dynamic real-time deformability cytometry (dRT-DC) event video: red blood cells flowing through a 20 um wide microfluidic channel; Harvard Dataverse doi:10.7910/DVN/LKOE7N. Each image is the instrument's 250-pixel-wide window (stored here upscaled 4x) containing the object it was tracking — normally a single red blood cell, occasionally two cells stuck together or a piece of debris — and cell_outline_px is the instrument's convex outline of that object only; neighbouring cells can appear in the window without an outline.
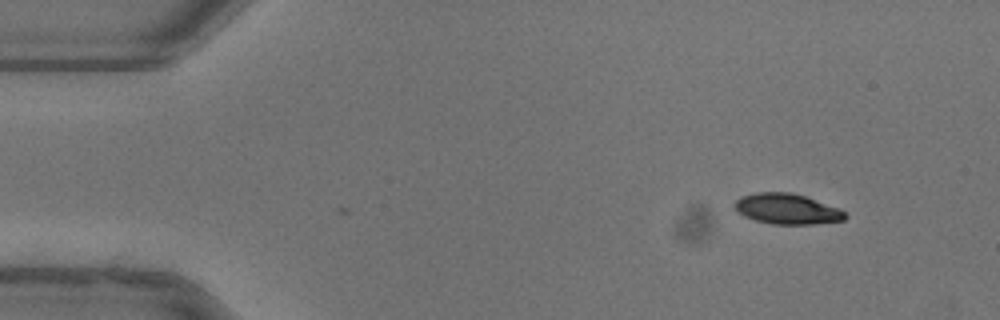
{"species": "common noctule bat (a hibernating species)", "species_latin": "Nyctalus noctula", "temperature_condition": "warm", "stored_images_in_passage": 2, "camera_frame_rate_fps": 3000, "um_per_image_px": 0.085, "animal": {"sex": "female"}, "frame": {"image": 1, "passage_image": 1, "time_ms": 0.0, "image_size_px": [1000, 320], "cell_outline_px": [[848, 216], [844, 220], [812, 224], [772, 224], [756, 220], [744, 216], [736, 212], [732, 204], [740, 196], [756, 192], [792, 192], [840, 208]], "centroid_in_image_um": [66.86, 17.75], "position_along_channel_um": 18.1, "area_um2": 19.77}}